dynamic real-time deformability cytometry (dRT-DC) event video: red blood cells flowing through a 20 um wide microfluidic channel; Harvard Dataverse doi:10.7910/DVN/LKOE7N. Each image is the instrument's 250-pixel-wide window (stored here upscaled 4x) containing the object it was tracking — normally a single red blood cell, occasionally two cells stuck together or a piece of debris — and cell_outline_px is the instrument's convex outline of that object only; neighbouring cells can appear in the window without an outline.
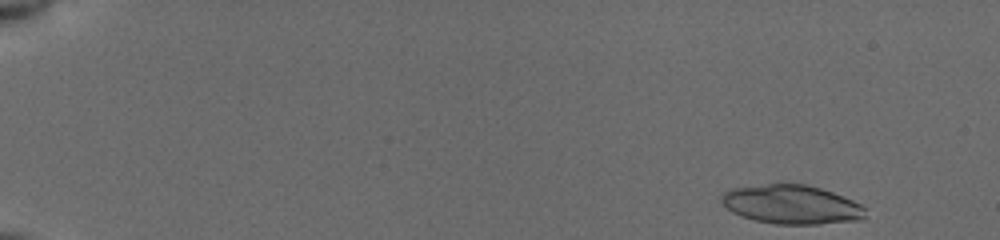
{"species": "common noctule bat (a hibernating species)", "species_latin": "Nyctalus noctula", "temperature_condition": "cold", "stored_images_in_passage": 43, "camera_frame_rate_fps": 3000, "um_per_image_px": 0.085, "animal": {"sex": "female", "body_mass_g": 19.5, "forearm_length_mm": 54.1}, "frame": {"image": 1, "passage_image": 2, "time_ms": 0.333, "image_size_px": [1000, 240], "cell_outline_px": [[864, 220], [820, 224], [776, 224], [756, 220], [740, 216], [732, 212], [720, 200], [720, 196], [724, 192], [732, 188], [768, 184], [804, 184], [820, 188], [832, 192], [852, 200], [860, 204], [864, 208]], "centroid_in_image_um": [67.28, 17.39], "position_along_channel_um": 17.7, "area_um2": 32.54}}